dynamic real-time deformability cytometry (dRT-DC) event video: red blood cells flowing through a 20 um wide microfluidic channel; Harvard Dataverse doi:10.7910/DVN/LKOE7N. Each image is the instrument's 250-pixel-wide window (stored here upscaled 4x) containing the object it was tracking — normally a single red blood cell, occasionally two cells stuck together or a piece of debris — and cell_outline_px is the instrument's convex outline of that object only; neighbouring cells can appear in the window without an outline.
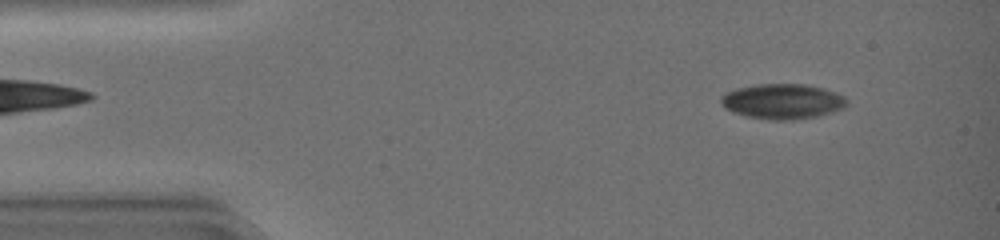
{"species": "common noctule bat (a hibernating species)", "species_latin": "Nyctalus noctula", "temperature_condition": "warm", "stored_images_in_passage": 43, "camera_frame_rate_fps": 3000, "um_per_image_px": 0.085, "animal": {"sex": "female", "body_mass_g": 19.0, "forearm_length_mm": 51.5}, "frame": {"image": 1, "passage_image": 4, "time_ms": 1.0, "image_size_px": [1000, 240], "cell_outline_px": [[848, 104], [840, 108], [816, 116], [788, 120], [772, 120], [748, 116], [736, 112], [720, 104], [720, 96], [736, 88], [756, 84], [804, 84], [820, 88], [844, 96]], "centroid_in_image_um": [66.47, 8.6], "position_along_channel_um": 18.5, "area_um2": 25.14}}
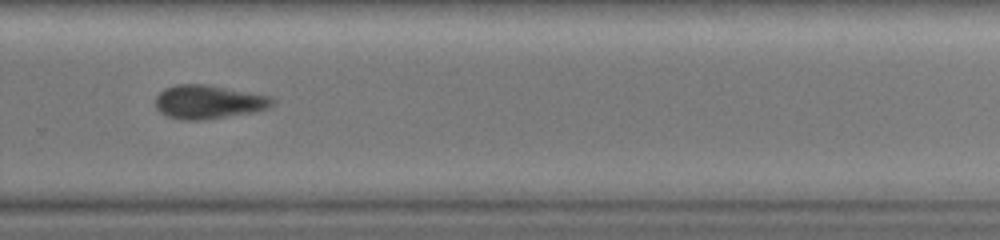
{"frame": {"image": 2, "passage_image": 30, "time_ms": 9.667, "image_size_px": [1000, 240], "cell_outline_px": [[276, 100], [268, 108], [256, 112], [200, 120], [180, 120], [168, 116], [160, 112], [156, 108], [156, 96], [164, 88], [176, 84], [204, 84], [268, 96]], "centroid_in_image_um": [17.69, 8.67], "position_along_channel_um": 312.1, "area_um2": 22.77}}
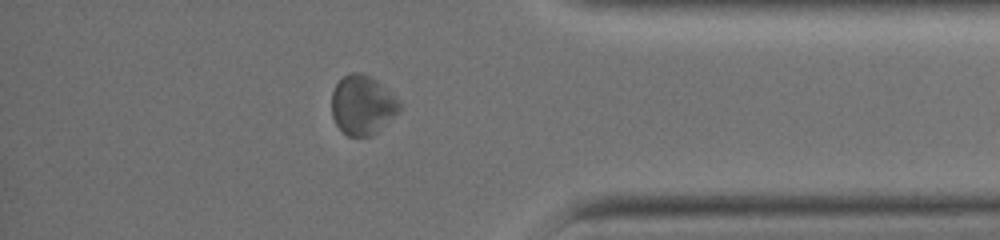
{"frame": {"image": 3, "passage_image": 37, "time_ms": 12.0, "image_size_px": [1000, 240], "cell_outline_px": [[400, 112], [376, 132], [368, 136], [348, 136], [336, 124], [332, 116], [332, 92], [336, 84], [344, 76], [352, 72], [360, 72], [376, 80], [400, 100]], "centroid_in_image_um": [30.81, 8.92], "position_along_channel_um": 404.4, "area_um2": 23.29}, "authors_computed_cell_mechanics": {"area_um2": 24.565, "velocity_mm_per_s": 4.3586, "shape_relaxation_time_tau1_ms": null, "shape_relaxation_time_tau2_ms": 5.8815, "deformation_change_tau1": null, "deformation_change_tau2": 0.112}}